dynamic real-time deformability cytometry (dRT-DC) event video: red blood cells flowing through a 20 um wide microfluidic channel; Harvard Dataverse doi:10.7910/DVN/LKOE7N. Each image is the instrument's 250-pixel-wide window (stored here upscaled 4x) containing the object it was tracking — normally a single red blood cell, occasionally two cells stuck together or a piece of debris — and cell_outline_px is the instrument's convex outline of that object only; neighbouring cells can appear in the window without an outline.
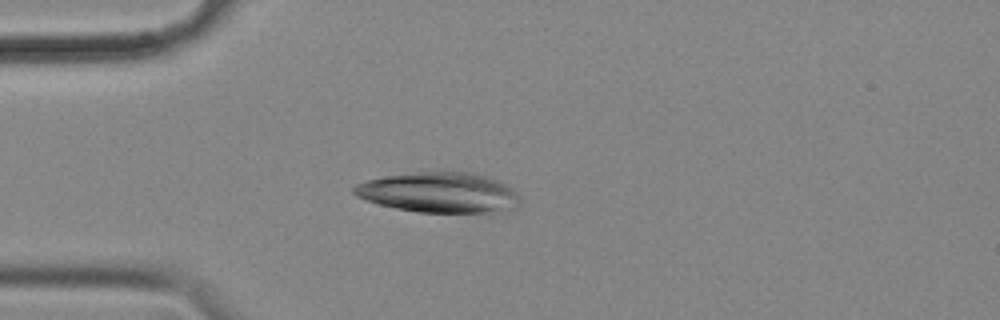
{"species": "common noctule bat (a hibernating species)", "species_latin": "Nyctalus noctula", "temperature_condition": "cold", "stored_images_in_passage": 42, "camera_frame_rate_fps": 3000, "um_per_image_px": 0.085, "animal": {"sex": "female", "body_mass_g": 18.4}, "frame": {"image": 1, "passage_image": 1, "time_ms": 0.0, "image_size_px": [1000, 320], "cell_outline_px": [[520, 204], [516, 208], [488, 216], [420, 212], [396, 208], [364, 200], [356, 196], [352, 192], [352, 188], [356, 184], [368, 180], [388, 176], [424, 172], [472, 172], [488, 176], [504, 184], [516, 192], [520, 196]], "centroid_in_image_um": [37.44, 16.43], "position_along_channel_um": 47.6, "area_um2": 40.0}}
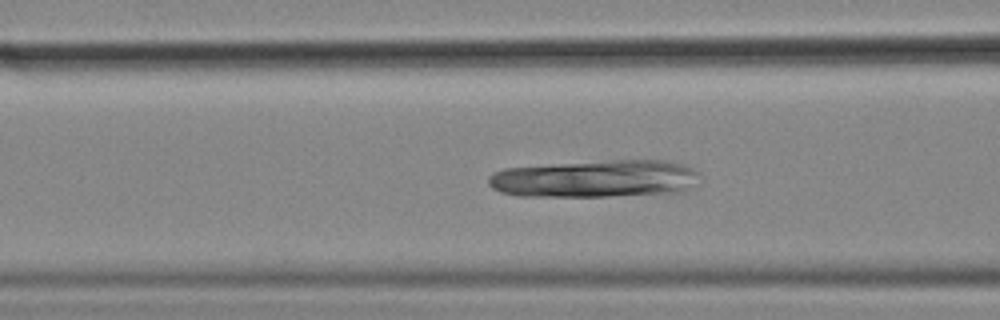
{"frame": {"image": 2, "passage_image": 8, "time_ms": 2.333, "image_size_px": [1000, 320], "cell_outline_px": [[704, 184], [680, 192], [612, 196], [516, 196], [500, 192], [492, 188], [488, 184], [488, 176], [492, 172], [504, 168], [556, 164], [612, 160], [668, 160], [684, 164], [700, 172]], "centroid_in_image_um": [50.71, 15.19], "position_along_channel_um": 115.9, "area_um2": 46.93}}
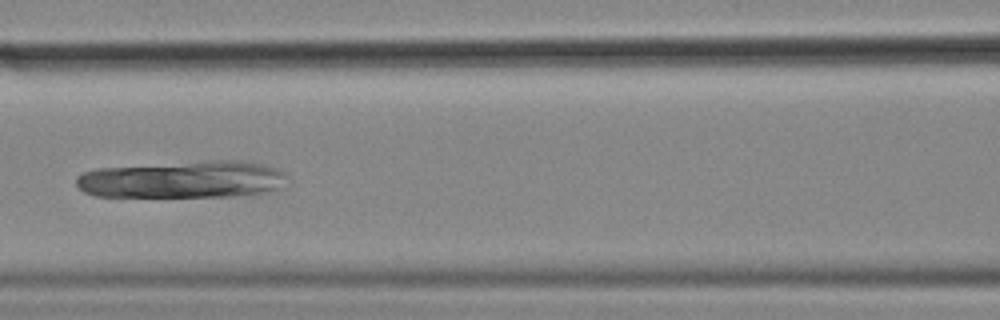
{"frame": {"image": 3, "passage_image": 11, "time_ms": 3.333, "image_size_px": [1000, 320], "cell_outline_px": [[292, 184], [284, 188], [264, 192], [232, 196], [96, 196], [84, 192], [76, 184], [76, 176], [84, 172], [96, 168], [204, 160], [240, 160], [264, 164], [276, 168], [284, 172], [288, 176]], "centroid_in_image_um": [15.63, 15.24], "position_along_channel_um": 151.0, "area_um2": 46.41}}